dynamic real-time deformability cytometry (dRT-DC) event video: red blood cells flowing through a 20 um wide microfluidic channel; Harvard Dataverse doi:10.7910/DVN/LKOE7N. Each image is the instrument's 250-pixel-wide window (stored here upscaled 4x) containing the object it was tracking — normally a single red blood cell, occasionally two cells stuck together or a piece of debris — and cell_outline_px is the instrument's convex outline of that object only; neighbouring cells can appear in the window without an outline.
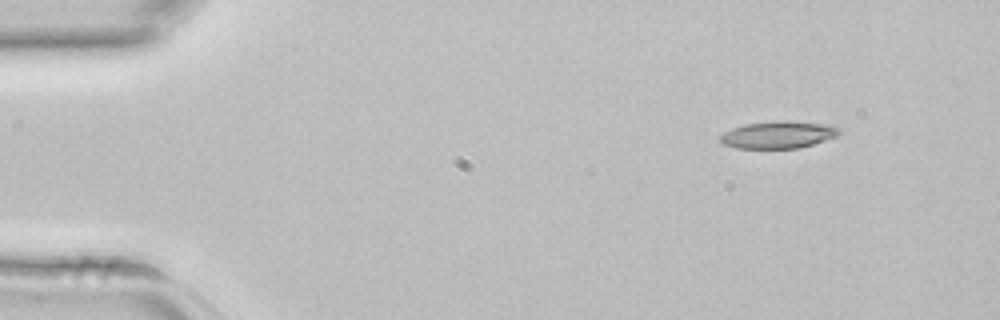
{"species": "common noctule bat (a hibernating species)", "species_latin": "Nyctalus noctula", "temperature_condition": "room temperature", "stored_images_in_passage": 2, "camera_frame_rate_fps": 3000, "um_per_image_px": 0.085, "animal": {"sex": "female", "body_mass_g": 22.7, "forearm_length_mm": 54.2}, "frame": {"image": 1, "passage_image": 1, "time_ms": 0.0, "image_size_px": [1000, 320], "cell_outline_px": [[840, 132], [836, 136], [800, 148], [736, 148], [724, 144], [720, 140], [720, 136], [724, 132], [732, 128], [744, 124], [772, 120], [784, 120], [832, 124], [840, 128]], "centroid_in_image_um": [66.16, 11.43], "position_along_channel_um": 18.8, "area_um2": 19.02}}